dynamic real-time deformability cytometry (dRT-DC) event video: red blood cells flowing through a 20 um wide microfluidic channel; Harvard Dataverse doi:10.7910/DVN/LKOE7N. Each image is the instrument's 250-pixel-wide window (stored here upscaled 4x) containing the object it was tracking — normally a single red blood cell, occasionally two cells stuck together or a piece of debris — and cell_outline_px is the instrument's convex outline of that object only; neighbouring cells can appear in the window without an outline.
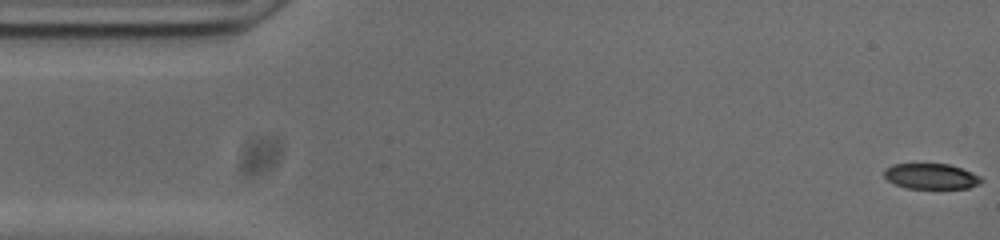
{"species": "common noctule bat (a hibernating species)", "species_latin": "Nyctalus noctula", "temperature_condition": "cold", "stored_images_in_passage": 55, "segment_of_instrument_passage": [1, 2], "camera_frame_rate_fps": 3000, "um_per_image_px": 0.085, "animal": {"sex": "male", "body_mass_g": 20.0, "forearm_length_mm": 53.3}, "frame": {"image": 1, "passage_image": 1, "time_ms": 0.0, "image_size_px": [1000, 240], "cell_outline_px": [[984, 180], [980, 184], [968, 188], [904, 188], [888, 180], [884, 176], [884, 168], [892, 164], [948, 164], [960, 168], [980, 176]], "centroid_in_image_um": [79.13, 14.99], "position_along_channel_um": 5.9, "area_um2": 14.39}}
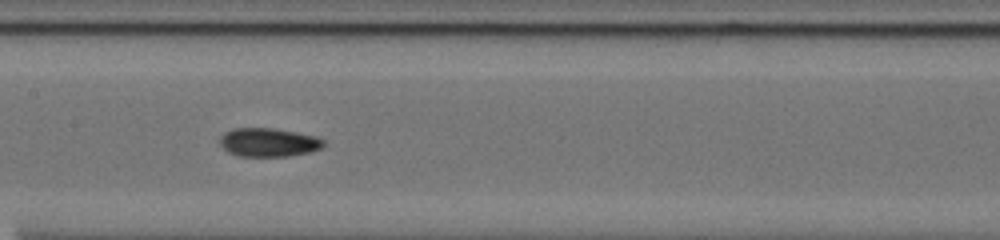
{"frame": {"image": 2, "passage_image": 25, "time_ms": 8.0, "image_size_px": [1000, 240], "cell_outline_px": [[324, 144], [320, 148], [312, 152], [288, 156], [236, 156], [228, 152], [220, 144], [220, 136], [224, 132], [232, 128], [272, 128], [296, 132], [316, 136], [324, 140]], "centroid_in_image_um": [22.81, 12.1], "position_along_channel_um": 184.6, "area_um2": 17.4}}
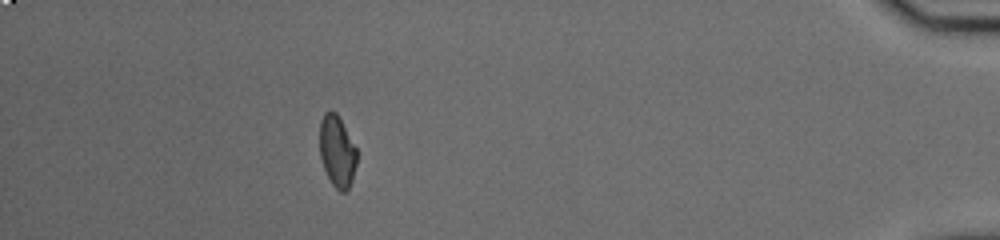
{"frame": {"image": 3, "passage_image": 48, "time_ms": 15.667, "image_size_px": [1000, 240], "cell_outline_px": [[356, 164], [352, 180], [348, 188], [344, 192], [340, 192], [332, 184], [324, 168], [320, 156], [320, 120], [324, 112], [336, 112], [356, 148]], "centroid_in_image_um": [28.64, 12.87], "position_along_channel_um": 406.6, "area_um2": 15.2}}